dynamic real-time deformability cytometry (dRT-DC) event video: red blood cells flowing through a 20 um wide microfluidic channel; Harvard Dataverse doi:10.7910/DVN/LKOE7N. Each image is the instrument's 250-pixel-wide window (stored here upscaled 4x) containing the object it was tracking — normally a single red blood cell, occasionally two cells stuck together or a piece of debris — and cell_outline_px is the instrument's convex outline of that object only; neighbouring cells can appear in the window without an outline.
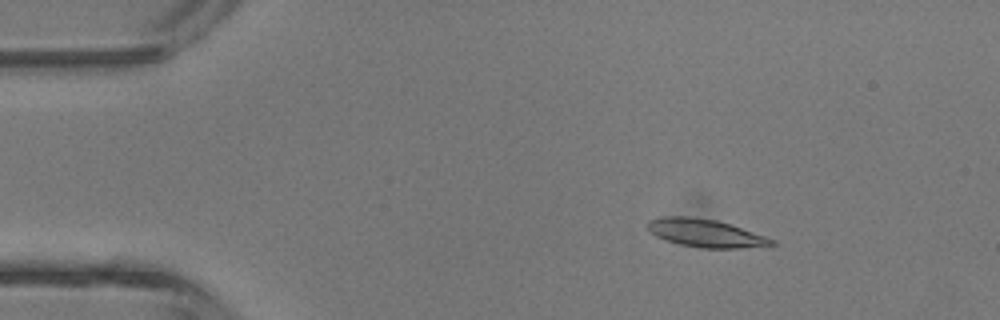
{"species": "common noctule bat (a hibernating species)", "species_latin": "Nyctalus noctula", "temperature_condition": "room temperature", "stored_images_in_passage": 3, "camera_frame_rate_fps": 3000, "um_per_image_px": 0.085, "animal": {"sex": "male", "body_mass_g": 13.3}, "frame": {"image": 1, "passage_image": 1, "time_ms": 0.0, "image_size_px": [1000, 320], "cell_outline_px": [[776, 244], [768, 248], [700, 248], [680, 244], [656, 236], [648, 228], [648, 220], [664, 216], [688, 216], [716, 220], [776, 240]], "centroid_in_image_um": [60.04, 19.84], "position_along_channel_um": 25.0, "area_um2": 20.17}}
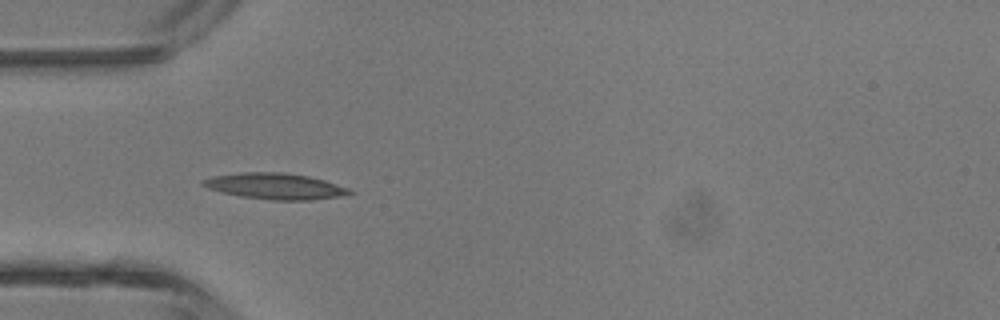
{"frame": {"image": 2, "passage_image": 3, "time_ms": 2.333, "image_size_px": [1000, 320], "cell_outline_px": [[356, 192], [340, 196], [312, 200], [272, 200], [240, 196], [220, 192], [208, 188], [200, 184], [200, 180], [212, 176], [240, 172], [280, 172], [308, 176], [324, 180], [348, 188]], "centroid_in_image_um": [23.35, 15.82], "position_along_channel_um": 61.7, "area_um2": 22.31}}